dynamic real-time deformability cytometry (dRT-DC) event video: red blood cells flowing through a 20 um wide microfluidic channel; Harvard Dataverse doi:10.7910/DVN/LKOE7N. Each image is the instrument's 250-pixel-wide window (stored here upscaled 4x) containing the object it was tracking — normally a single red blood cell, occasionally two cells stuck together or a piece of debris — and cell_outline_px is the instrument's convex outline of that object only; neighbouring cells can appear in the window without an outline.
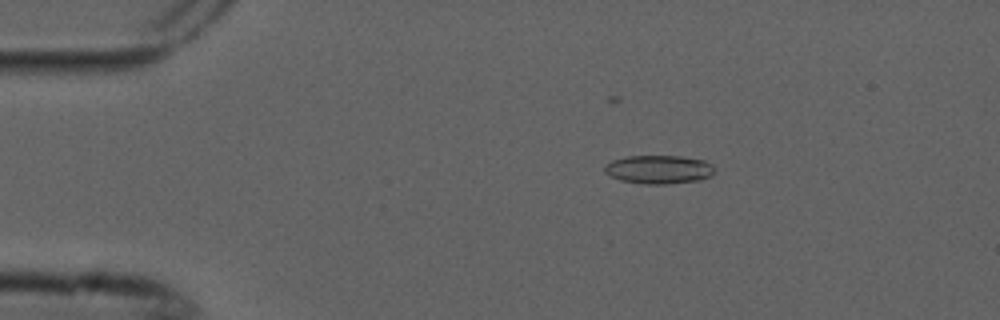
{"species": "common noctule bat (a hibernating species)", "species_latin": "Nyctalus noctula", "temperature_condition": "cold", "stored_images_in_passage": 4, "camera_frame_rate_fps": 3000, "um_per_image_px": 0.085, "animal": {"sex": "male", "forearm_length_mm": 52.5}, "frame": {"image": 1, "passage_image": 2, "time_ms": 0.333, "image_size_px": [1000, 320], "cell_outline_px": [[712, 176], [700, 180], [664, 184], [644, 184], [620, 180], [604, 172], [604, 164], [612, 160], [628, 156], [680, 156], [704, 160], [712, 164]], "centroid_in_image_um": [55.97, 14.4], "position_along_channel_um": 29.0, "area_um2": 18.26}}